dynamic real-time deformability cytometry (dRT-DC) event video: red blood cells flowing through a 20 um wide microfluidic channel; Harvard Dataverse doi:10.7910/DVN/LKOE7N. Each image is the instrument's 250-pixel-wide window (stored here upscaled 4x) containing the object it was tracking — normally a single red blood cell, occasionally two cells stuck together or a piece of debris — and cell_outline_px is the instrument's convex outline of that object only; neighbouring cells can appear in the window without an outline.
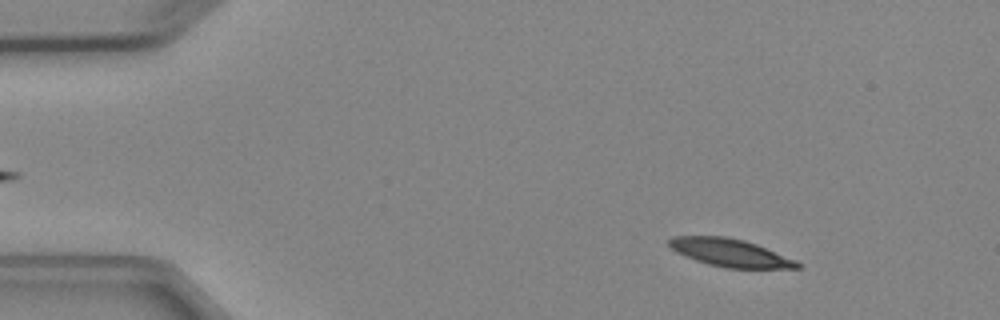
{"species": "Egyptian fruit bat (a non-hibernating species)", "species_latin": "Rousettus aegyptiacus", "temperature_condition": "cold", "stored_images_in_passage": 4, "camera_frame_rate_fps": 3000, "um_per_image_px": 0.085, "animal": {"sex": "female"}, "frame": {"image": 1, "passage_image": 2, "time_ms": 1.0, "image_size_px": [1000, 320], "cell_outline_px": [[800, 268], [724, 268], [708, 264], [696, 260], [676, 252], [668, 244], [668, 240], [672, 236], [728, 236], [744, 240], [756, 244], [796, 260], [800, 264]], "centroid_in_image_um": [62.04, 21.47], "position_along_channel_um": 23.0, "area_um2": 20.69}}